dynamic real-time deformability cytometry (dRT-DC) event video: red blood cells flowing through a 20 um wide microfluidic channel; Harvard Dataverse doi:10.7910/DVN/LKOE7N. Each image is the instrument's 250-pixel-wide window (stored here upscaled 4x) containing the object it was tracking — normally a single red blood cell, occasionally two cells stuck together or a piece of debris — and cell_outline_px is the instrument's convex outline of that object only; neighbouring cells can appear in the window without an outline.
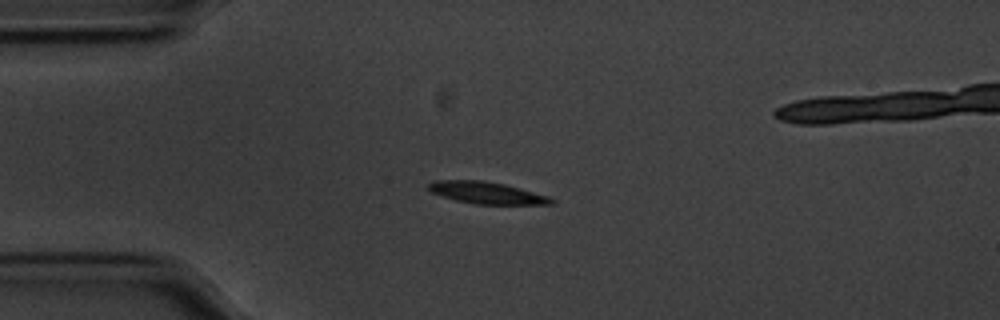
{"species": "common noctule bat (a hibernating species)", "species_latin": "Nyctalus noctula", "temperature_condition": "cold", "stored_images_in_passage": 45, "camera_frame_rate_fps": 3000, "um_per_image_px": 0.085, "animal": {"sex": "male", "body_mass_g": 20.1, "forearm_length_mm": 53.5}, "frame": {"image": 1, "passage_image": 1, "time_ms": 0.0, "image_size_px": [1000, 320], "cell_outline_px": [[556, 200], [552, 204], [476, 204], [456, 200], [432, 192], [428, 188], [428, 184], [436, 180], [484, 180], [504, 184], [520, 188], [548, 196]], "centroid_in_image_um": [41.39, 16.38], "position_along_channel_um": 43.6, "area_um2": 15.49}}
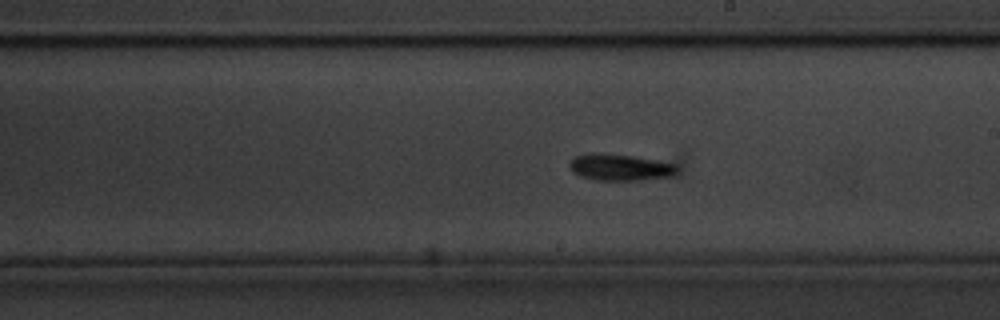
{"frame": {"image": 2, "passage_image": 19, "time_ms": 6.0, "image_size_px": [1000, 320], "cell_outline_px": [[680, 168], [672, 176], [640, 180], [596, 180], [580, 176], [572, 172], [568, 168], [568, 164], [576, 156], [588, 152], [600, 152], [632, 156], [656, 160], [676, 164]], "centroid_in_image_um": [52.67, 14.21], "position_along_channel_um": 236.3, "area_um2": 16.88}}
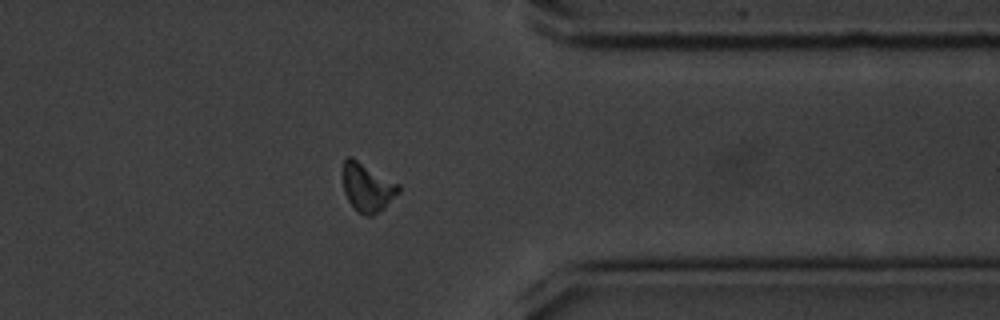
{"frame": {"image": 3, "passage_image": 32, "time_ms": 10.333, "image_size_px": [1000, 320], "cell_outline_px": [[400, 192], [384, 208], [372, 216], [368, 216], [356, 212], [348, 200], [344, 192], [344, 160], [348, 156], [352, 156], [400, 184]], "centroid_in_image_um": [31.25, 15.93], "position_along_channel_um": 380.2, "area_um2": 15.84}, "authors_computed_cell_mechanics": {"area_um2": 15.2014, "velocity_mm_per_s": 3.532, "shape_relaxation_time_tau1_ms": 2.2493, "shape_relaxation_time_tau2_ms": null, "deformation_change_tau1": 0.1142, "deformation_change_tau2": null}}